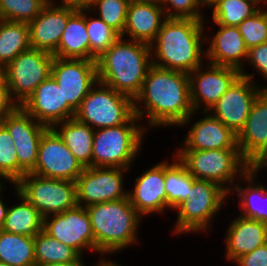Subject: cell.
Instances as JSON below:
<instances>
[{
	"label": "cell",
	"mask_w": 267,
	"mask_h": 266,
	"mask_svg": "<svg viewBox=\"0 0 267 266\" xmlns=\"http://www.w3.org/2000/svg\"><path fill=\"white\" fill-rule=\"evenodd\" d=\"M133 102L134 114L142 125L146 120L143 127L148 132L151 128H177L194 112L189 75L152 64Z\"/></svg>",
	"instance_id": "1"
},
{
	"label": "cell",
	"mask_w": 267,
	"mask_h": 266,
	"mask_svg": "<svg viewBox=\"0 0 267 266\" xmlns=\"http://www.w3.org/2000/svg\"><path fill=\"white\" fill-rule=\"evenodd\" d=\"M205 19L166 18L150 44L152 64L187 74L206 61Z\"/></svg>",
	"instance_id": "2"
},
{
	"label": "cell",
	"mask_w": 267,
	"mask_h": 266,
	"mask_svg": "<svg viewBox=\"0 0 267 266\" xmlns=\"http://www.w3.org/2000/svg\"><path fill=\"white\" fill-rule=\"evenodd\" d=\"M86 210L95 237V254L100 255V260L140 243L138 231L143 217L129 198L92 204Z\"/></svg>",
	"instance_id": "3"
},
{
	"label": "cell",
	"mask_w": 267,
	"mask_h": 266,
	"mask_svg": "<svg viewBox=\"0 0 267 266\" xmlns=\"http://www.w3.org/2000/svg\"><path fill=\"white\" fill-rule=\"evenodd\" d=\"M98 81L134 98L152 65L149 44L120 38L96 60Z\"/></svg>",
	"instance_id": "4"
},
{
	"label": "cell",
	"mask_w": 267,
	"mask_h": 266,
	"mask_svg": "<svg viewBox=\"0 0 267 266\" xmlns=\"http://www.w3.org/2000/svg\"><path fill=\"white\" fill-rule=\"evenodd\" d=\"M134 115L126 124L94 130L92 167L132 169L144 147L147 130Z\"/></svg>",
	"instance_id": "5"
},
{
	"label": "cell",
	"mask_w": 267,
	"mask_h": 266,
	"mask_svg": "<svg viewBox=\"0 0 267 266\" xmlns=\"http://www.w3.org/2000/svg\"><path fill=\"white\" fill-rule=\"evenodd\" d=\"M230 200L232 199H229V193L219 184L195 179L188 199L174 209L177 212L175 217L177 219L173 225L172 234L182 236L209 232L213 228L215 216H219L220 210L226 207L223 205L229 204Z\"/></svg>",
	"instance_id": "6"
},
{
	"label": "cell",
	"mask_w": 267,
	"mask_h": 266,
	"mask_svg": "<svg viewBox=\"0 0 267 266\" xmlns=\"http://www.w3.org/2000/svg\"><path fill=\"white\" fill-rule=\"evenodd\" d=\"M174 153L195 179L213 181L228 193L251 168L241 155L240 149H174Z\"/></svg>",
	"instance_id": "7"
},
{
	"label": "cell",
	"mask_w": 267,
	"mask_h": 266,
	"mask_svg": "<svg viewBox=\"0 0 267 266\" xmlns=\"http://www.w3.org/2000/svg\"><path fill=\"white\" fill-rule=\"evenodd\" d=\"M134 115L131 97L98 81L76 110L75 118L95 130L126 124Z\"/></svg>",
	"instance_id": "8"
},
{
	"label": "cell",
	"mask_w": 267,
	"mask_h": 266,
	"mask_svg": "<svg viewBox=\"0 0 267 266\" xmlns=\"http://www.w3.org/2000/svg\"><path fill=\"white\" fill-rule=\"evenodd\" d=\"M21 193L43 218L75 208L76 182L26 173L17 183Z\"/></svg>",
	"instance_id": "9"
},
{
	"label": "cell",
	"mask_w": 267,
	"mask_h": 266,
	"mask_svg": "<svg viewBox=\"0 0 267 266\" xmlns=\"http://www.w3.org/2000/svg\"><path fill=\"white\" fill-rule=\"evenodd\" d=\"M53 54L30 48L17 55L3 70L13 100L21 106L36 87L51 75Z\"/></svg>",
	"instance_id": "10"
},
{
	"label": "cell",
	"mask_w": 267,
	"mask_h": 266,
	"mask_svg": "<svg viewBox=\"0 0 267 266\" xmlns=\"http://www.w3.org/2000/svg\"><path fill=\"white\" fill-rule=\"evenodd\" d=\"M130 170L116 167L84 168L76 179L77 204L87 207L128 198L124 177Z\"/></svg>",
	"instance_id": "11"
},
{
	"label": "cell",
	"mask_w": 267,
	"mask_h": 266,
	"mask_svg": "<svg viewBox=\"0 0 267 266\" xmlns=\"http://www.w3.org/2000/svg\"><path fill=\"white\" fill-rule=\"evenodd\" d=\"M51 76L61 88L64 101L76 112L88 92L98 82L97 63L87 59L54 57Z\"/></svg>",
	"instance_id": "12"
},
{
	"label": "cell",
	"mask_w": 267,
	"mask_h": 266,
	"mask_svg": "<svg viewBox=\"0 0 267 266\" xmlns=\"http://www.w3.org/2000/svg\"><path fill=\"white\" fill-rule=\"evenodd\" d=\"M84 167L51 127L42 134L35 168L30 172L46 178L76 182Z\"/></svg>",
	"instance_id": "13"
},
{
	"label": "cell",
	"mask_w": 267,
	"mask_h": 266,
	"mask_svg": "<svg viewBox=\"0 0 267 266\" xmlns=\"http://www.w3.org/2000/svg\"><path fill=\"white\" fill-rule=\"evenodd\" d=\"M43 231L83 257L86 250L95 253V237L84 206L77 205L65 212L46 216L43 218Z\"/></svg>",
	"instance_id": "14"
},
{
	"label": "cell",
	"mask_w": 267,
	"mask_h": 266,
	"mask_svg": "<svg viewBox=\"0 0 267 266\" xmlns=\"http://www.w3.org/2000/svg\"><path fill=\"white\" fill-rule=\"evenodd\" d=\"M218 26L216 33L205 31V43L206 48V62L217 65L227 66L238 69L241 77L250 79L257 85H261L266 89L265 83H258V79H255L256 73H248L245 70L247 68L245 62L247 60L248 48L245 45L244 39L239 32L238 27L225 26L215 24ZM209 34V36L207 35ZM209 44V45H208ZM255 76V77H254ZM265 84V85H264Z\"/></svg>",
	"instance_id": "15"
},
{
	"label": "cell",
	"mask_w": 267,
	"mask_h": 266,
	"mask_svg": "<svg viewBox=\"0 0 267 266\" xmlns=\"http://www.w3.org/2000/svg\"><path fill=\"white\" fill-rule=\"evenodd\" d=\"M9 132L18 158V181L30 173L37 163L38 147L47 126L36 121L18 106L1 123Z\"/></svg>",
	"instance_id": "16"
},
{
	"label": "cell",
	"mask_w": 267,
	"mask_h": 266,
	"mask_svg": "<svg viewBox=\"0 0 267 266\" xmlns=\"http://www.w3.org/2000/svg\"><path fill=\"white\" fill-rule=\"evenodd\" d=\"M188 75L191 104L195 112L209 111L241 76L238 69L217 66L207 62Z\"/></svg>",
	"instance_id": "17"
},
{
	"label": "cell",
	"mask_w": 267,
	"mask_h": 266,
	"mask_svg": "<svg viewBox=\"0 0 267 266\" xmlns=\"http://www.w3.org/2000/svg\"><path fill=\"white\" fill-rule=\"evenodd\" d=\"M264 89L250 79L240 76L208 112L238 135L245 125L254 101Z\"/></svg>",
	"instance_id": "18"
},
{
	"label": "cell",
	"mask_w": 267,
	"mask_h": 266,
	"mask_svg": "<svg viewBox=\"0 0 267 266\" xmlns=\"http://www.w3.org/2000/svg\"><path fill=\"white\" fill-rule=\"evenodd\" d=\"M193 112L185 121L177 128H186L188 132L184 135L180 144V148L176 150H215V149H239L237 145V135H235L228 127H226L219 119L213 117L208 111L202 113L200 120H194ZM189 125V126H188Z\"/></svg>",
	"instance_id": "19"
},
{
	"label": "cell",
	"mask_w": 267,
	"mask_h": 266,
	"mask_svg": "<svg viewBox=\"0 0 267 266\" xmlns=\"http://www.w3.org/2000/svg\"><path fill=\"white\" fill-rule=\"evenodd\" d=\"M21 107L48 128L74 118L76 113L67 101H64L62 90L51 75L36 87Z\"/></svg>",
	"instance_id": "20"
},
{
	"label": "cell",
	"mask_w": 267,
	"mask_h": 266,
	"mask_svg": "<svg viewBox=\"0 0 267 266\" xmlns=\"http://www.w3.org/2000/svg\"><path fill=\"white\" fill-rule=\"evenodd\" d=\"M128 198L142 217L164 214L166 211L165 160L146 169L134 180ZM131 189V190H130Z\"/></svg>",
	"instance_id": "21"
},
{
	"label": "cell",
	"mask_w": 267,
	"mask_h": 266,
	"mask_svg": "<svg viewBox=\"0 0 267 266\" xmlns=\"http://www.w3.org/2000/svg\"><path fill=\"white\" fill-rule=\"evenodd\" d=\"M77 8L48 2L29 25L30 47L54 54L69 16Z\"/></svg>",
	"instance_id": "22"
},
{
	"label": "cell",
	"mask_w": 267,
	"mask_h": 266,
	"mask_svg": "<svg viewBox=\"0 0 267 266\" xmlns=\"http://www.w3.org/2000/svg\"><path fill=\"white\" fill-rule=\"evenodd\" d=\"M237 145L251 166L267 150V89L254 101L245 125L237 135Z\"/></svg>",
	"instance_id": "23"
},
{
	"label": "cell",
	"mask_w": 267,
	"mask_h": 266,
	"mask_svg": "<svg viewBox=\"0 0 267 266\" xmlns=\"http://www.w3.org/2000/svg\"><path fill=\"white\" fill-rule=\"evenodd\" d=\"M225 238L224 256L232 264L241 256L248 254L267 242V224L244 218L240 215L228 223Z\"/></svg>",
	"instance_id": "24"
},
{
	"label": "cell",
	"mask_w": 267,
	"mask_h": 266,
	"mask_svg": "<svg viewBox=\"0 0 267 266\" xmlns=\"http://www.w3.org/2000/svg\"><path fill=\"white\" fill-rule=\"evenodd\" d=\"M259 175L261 174L251 167L234 184L229 192V198L234 196L237 198L240 216L267 224V183L262 184Z\"/></svg>",
	"instance_id": "25"
},
{
	"label": "cell",
	"mask_w": 267,
	"mask_h": 266,
	"mask_svg": "<svg viewBox=\"0 0 267 266\" xmlns=\"http://www.w3.org/2000/svg\"><path fill=\"white\" fill-rule=\"evenodd\" d=\"M166 18L160 4H129L126 25L121 37L150 45L156 39Z\"/></svg>",
	"instance_id": "26"
},
{
	"label": "cell",
	"mask_w": 267,
	"mask_h": 266,
	"mask_svg": "<svg viewBox=\"0 0 267 266\" xmlns=\"http://www.w3.org/2000/svg\"><path fill=\"white\" fill-rule=\"evenodd\" d=\"M54 57L90 60V41L86 27V8L76 9L68 18Z\"/></svg>",
	"instance_id": "27"
},
{
	"label": "cell",
	"mask_w": 267,
	"mask_h": 266,
	"mask_svg": "<svg viewBox=\"0 0 267 266\" xmlns=\"http://www.w3.org/2000/svg\"><path fill=\"white\" fill-rule=\"evenodd\" d=\"M14 186L17 203L10 205L7 209L6 218L2 230L8 233L34 237L43 230V217L39 211L18 192L16 183H8Z\"/></svg>",
	"instance_id": "28"
},
{
	"label": "cell",
	"mask_w": 267,
	"mask_h": 266,
	"mask_svg": "<svg viewBox=\"0 0 267 266\" xmlns=\"http://www.w3.org/2000/svg\"><path fill=\"white\" fill-rule=\"evenodd\" d=\"M52 128L84 168L92 167L94 129L75 117L59 122Z\"/></svg>",
	"instance_id": "29"
},
{
	"label": "cell",
	"mask_w": 267,
	"mask_h": 266,
	"mask_svg": "<svg viewBox=\"0 0 267 266\" xmlns=\"http://www.w3.org/2000/svg\"><path fill=\"white\" fill-rule=\"evenodd\" d=\"M165 159L166 210H174L180 203L188 199L195 178L185 165L172 153V162Z\"/></svg>",
	"instance_id": "30"
},
{
	"label": "cell",
	"mask_w": 267,
	"mask_h": 266,
	"mask_svg": "<svg viewBox=\"0 0 267 266\" xmlns=\"http://www.w3.org/2000/svg\"><path fill=\"white\" fill-rule=\"evenodd\" d=\"M30 48L28 23L0 20V68L2 70L17 55Z\"/></svg>",
	"instance_id": "31"
},
{
	"label": "cell",
	"mask_w": 267,
	"mask_h": 266,
	"mask_svg": "<svg viewBox=\"0 0 267 266\" xmlns=\"http://www.w3.org/2000/svg\"><path fill=\"white\" fill-rule=\"evenodd\" d=\"M0 262L8 266H36L34 237L0 230Z\"/></svg>",
	"instance_id": "32"
},
{
	"label": "cell",
	"mask_w": 267,
	"mask_h": 266,
	"mask_svg": "<svg viewBox=\"0 0 267 266\" xmlns=\"http://www.w3.org/2000/svg\"><path fill=\"white\" fill-rule=\"evenodd\" d=\"M205 7L212 8L210 20L214 24L234 27L261 9L256 3L245 0H205Z\"/></svg>",
	"instance_id": "33"
},
{
	"label": "cell",
	"mask_w": 267,
	"mask_h": 266,
	"mask_svg": "<svg viewBox=\"0 0 267 266\" xmlns=\"http://www.w3.org/2000/svg\"><path fill=\"white\" fill-rule=\"evenodd\" d=\"M34 252L36 266L49 263H70L81 257L75 249L59 242L43 230L34 236Z\"/></svg>",
	"instance_id": "34"
},
{
	"label": "cell",
	"mask_w": 267,
	"mask_h": 266,
	"mask_svg": "<svg viewBox=\"0 0 267 266\" xmlns=\"http://www.w3.org/2000/svg\"><path fill=\"white\" fill-rule=\"evenodd\" d=\"M86 27L90 41V60L96 61L120 38L115 30L88 8H86Z\"/></svg>",
	"instance_id": "35"
},
{
	"label": "cell",
	"mask_w": 267,
	"mask_h": 266,
	"mask_svg": "<svg viewBox=\"0 0 267 266\" xmlns=\"http://www.w3.org/2000/svg\"><path fill=\"white\" fill-rule=\"evenodd\" d=\"M128 5V0H91L88 9L122 36Z\"/></svg>",
	"instance_id": "36"
},
{
	"label": "cell",
	"mask_w": 267,
	"mask_h": 266,
	"mask_svg": "<svg viewBox=\"0 0 267 266\" xmlns=\"http://www.w3.org/2000/svg\"><path fill=\"white\" fill-rule=\"evenodd\" d=\"M46 4L45 0H0V20L29 23Z\"/></svg>",
	"instance_id": "37"
},
{
	"label": "cell",
	"mask_w": 267,
	"mask_h": 266,
	"mask_svg": "<svg viewBox=\"0 0 267 266\" xmlns=\"http://www.w3.org/2000/svg\"><path fill=\"white\" fill-rule=\"evenodd\" d=\"M0 175L8 183L18 182V158L8 130L0 124Z\"/></svg>",
	"instance_id": "38"
},
{
	"label": "cell",
	"mask_w": 267,
	"mask_h": 266,
	"mask_svg": "<svg viewBox=\"0 0 267 266\" xmlns=\"http://www.w3.org/2000/svg\"><path fill=\"white\" fill-rule=\"evenodd\" d=\"M246 47L267 42V7L261 8L253 16L242 21L238 26Z\"/></svg>",
	"instance_id": "39"
},
{
	"label": "cell",
	"mask_w": 267,
	"mask_h": 266,
	"mask_svg": "<svg viewBox=\"0 0 267 266\" xmlns=\"http://www.w3.org/2000/svg\"><path fill=\"white\" fill-rule=\"evenodd\" d=\"M160 5L167 18L206 19L205 0H160Z\"/></svg>",
	"instance_id": "40"
},
{
	"label": "cell",
	"mask_w": 267,
	"mask_h": 266,
	"mask_svg": "<svg viewBox=\"0 0 267 266\" xmlns=\"http://www.w3.org/2000/svg\"><path fill=\"white\" fill-rule=\"evenodd\" d=\"M248 66H252L253 71L267 82V42L248 49L246 62ZM267 89V85H266Z\"/></svg>",
	"instance_id": "41"
},
{
	"label": "cell",
	"mask_w": 267,
	"mask_h": 266,
	"mask_svg": "<svg viewBox=\"0 0 267 266\" xmlns=\"http://www.w3.org/2000/svg\"><path fill=\"white\" fill-rule=\"evenodd\" d=\"M234 264L237 266H267V242L239 257Z\"/></svg>",
	"instance_id": "42"
},
{
	"label": "cell",
	"mask_w": 267,
	"mask_h": 266,
	"mask_svg": "<svg viewBox=\"0 0 267 266\" xmlns=\"http://www.w3.org/2000/svg\"><path fill=\"white\" fill-rule=\"evenodd\" d=\"M19 105L13 100L4 78L0 79V124Z\"/></svg>",
	"instance_id": "43"
},
{
	"label": "cell",
	"mask_w": 267,
	"mask_h": 266,
	"mask_svg": "<svg viewBox=\"0 0 267 266\" xmlns=\"http://www.w3.org/2000/svg\"><path fill=\"white\" fill-rule=\"evenodd\" d=\"M51 2L58 5L71 6L80 9V8H88L91 3V0H51Z\"/></svg>",
	"instance_id": "44"
},
{
	"label": "cell",
	"mask_w": 267,
	"mask_h": 266,
	"mask_svg": "<svg viewBox=\"0 0 267 266\" xmlns=\"http://www.w3.org/2000/svg\"><path fill=\"white\" fill-rule=\"evenodd\" d=\"M6 187H4L1 191H0V230L2 229L3 225H4V222H5V218H6V213H7V209H8V206L6 204V202L4 201L5 199V196H4V193L3 192H6ZM2 194V195H1ZM4 196V197H3Z\"/></svg>",
	"instance_id": "45"
},
{
	"label": "cell",
	"mask_w": 267,
	"mask_h": 266,
	"mask_svg": "<svg viewBox=\"0 0 267 266\" xmlns=\"http://www.w3.org/2000/svg\"><path fill=\"white\" fill-rule=\"evenodd\" d=\"M83 256H81L77 261L75 262H70V263H49L45 265H40V266H87V263L84 262ZM98 262H96V265L94 264L93 266H98V264L103 261L100 260L99 258L97 259ZM86 264V265H85ZM89 266V265H88ZM92 266V265H90Z\"/></svg>",
	"instance_id": "46"
},
{
	"label": "cell",
	"mask_w": 267,
	"mask_h": 266,
	"mask_svg": "<svg viewBox=\"0 0 267 266\" xmlns=\"http://www.w3.org/2000/svg\"><path fill=\"white\" fill-rule=\"evenodd\" d=\"M251 167L259 173L267 170V150Z\"/></svg>",
	"instance_id": "47"
},
{
	"label": "cell",
	"mask_w": 267,
	"mask_h": 266,
	"mask_svg": "<svg viewBox=\"0 0 267 266\" xmlns=\"http://www.w3.org/2000/svg\"><path fill=\"white\" fill-rule=\"evenodd\" d=\"M114 259H108V260H103L101 261L98 266H122L120 265L121 263H117Z\"/></svg>",
	"instance_id": "48"
},
{
	"label": "cell",
	"mask_w": 267,
	"mask_h": 266,
	"mask_svg": "<svg viewBox=\"0 0 267 266\" xmlns=\"http://www.w3.org/2000/svg\"><path fill=\"white\" fill-rule=\"evenodd\" d=\"M128 3L160 4V0H128Z\"/></svg>",
	"instance_id": "49"
},
{
	"label": "cell",
	"mask_w": 267,
	"mask_h": 266,
	"mask_svg": "<svg viewBox=\"0 0 267 266\" xmlns=\"http://www.w3.org/2000/svg\"><path fill=\"white\" fill-rule=\"evenodd\" d=\"M256 3L260 8L265 7L266 0H245Z\"/></svg>",
	"instance_id": "50"
},
{
	"label": "cell",
	"mask_w": 267,
	"mask_h": 266,
	"mask_svg": "<svg viewBox=\"0 0 267 266\" xmlns=\"http://www.w3.org/2000/svg\"><path fill=\"white\" fill-rule=\"evenodd\" d=\"M6 184L7 181L0 175V191L6 186Z\"/></svg>",
	"instance_id": "51"
},
{
	"label": "cell",
	"mask_w": 267,
	"mask_h": 266,
	"mask_svg": "<svg viewBox=\"0 0 267 266\" xmlns=\"http://www.w3.org/2000/svg\"><path fill=\"white\" fill-rule=\"evenodd\" d=\"M3 77L2 75V69L0 68V79Z\"/></svg>",
	"instance_id": "52"
},
{
	"label": "cell",
	"mask_w": 267,
	"mask_h": 266,
	"mask_svg": "<svg viewBox=\"0 0 267 266\" xmlns=\"http://www.w3.org/2000/svg\"><path fill=\"white\" fill-rule=\"evenodd\" d=\"M0 266H8V265L5 264V263L0 262Z\"/></svg>",
	"instance_id": "53"
}]
</instances>
